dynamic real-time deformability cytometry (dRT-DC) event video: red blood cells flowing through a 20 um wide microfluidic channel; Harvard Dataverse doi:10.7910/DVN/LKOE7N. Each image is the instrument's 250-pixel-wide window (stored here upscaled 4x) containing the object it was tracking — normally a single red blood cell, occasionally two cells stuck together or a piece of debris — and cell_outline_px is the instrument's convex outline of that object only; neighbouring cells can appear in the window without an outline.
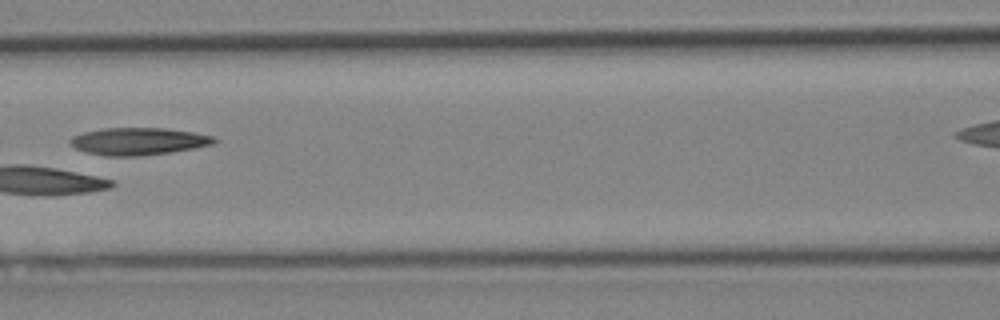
{"species": "Egyptian fruit bat (a non-hibernating species)", "species_latin": "Rousettus aegyptiacus", "temperature_condition": "cold", "stored_images_in_passage": 7, "segment_of_instrument_passage": [1, 2], "camera_frame_rate_fps": 3000, "um_per_image_px": 0.085, "animal": {"sex": "female"}, "frame": {"image": 1, "passage_image": 5, "time_ms": 4.667, "image_size_px": [1000, 320], "cell_outline_px": [[220, 140], [212, 144], [196, 148], [172, 152], [140, 156], [108, 156], [88, 152], [76, 148], [68, 140], [72, 136], [84, 132], [104, 128], [164, 128], [192, 132], [216, 136]], "centroid_in_image_um": [11.83, 12.01], "position_along_channel_um": 154.8, "area_um2": 22.95}}
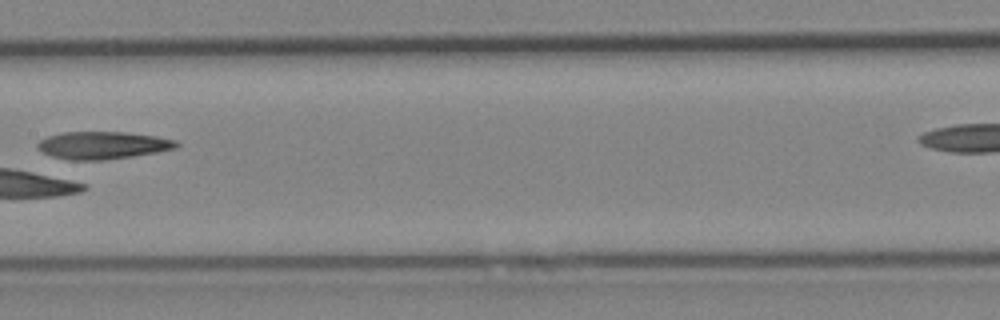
{"frame": {"image": 2, "passage_image": 6, "time_ms": 5.667, "image_size_px": [1000, 320], "cell_outline_px": [[180, 144], [176, 148], [156, 152], [132, 156], [104, 160], [72, 160], [52, 156], [36, 148], [36, 144], [40, 140], [48, 136], [64, 132], [124, 132], [156, 136], [176, 140]], "centroid_in_image_um": [8.73, 12.34], "position_along_channel_um": 198.7, "area_um2": 22.14}}